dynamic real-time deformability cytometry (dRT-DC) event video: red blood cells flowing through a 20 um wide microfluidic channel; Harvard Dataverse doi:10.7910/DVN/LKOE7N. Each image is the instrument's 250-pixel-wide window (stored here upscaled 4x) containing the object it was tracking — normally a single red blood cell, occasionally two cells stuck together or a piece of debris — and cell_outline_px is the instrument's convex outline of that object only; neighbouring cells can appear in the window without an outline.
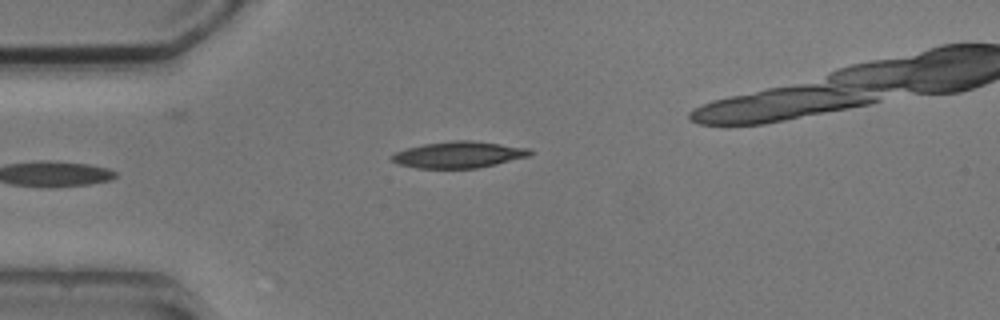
{"species": "common noctule bat (a hibernating species)", "species_latin": "Nyctalus noctula", "temperature_condition": "cold", "stored_images_in_passage": 4, "camera_frame_rate_fps": 3000, "um_per_image_px": 0.085, "animal": {"sex": "male", "body_mass_g": 20.5, "forearm_length_mm": 52.5}, "frame": {"image": 1, "passage_image": 4, "time_ms": 3.667, "image_size_px": [1000, 320], "cell_outline_px": [[536, 152], [532, 156], [496, 164], [476, 168], [416, 168], [400, 164], [392, 160], [388, 156], [396, 152], [408, 148], [424, 144], [456, 140], [472, 140], [532, 148]], "centroid_in_image_um": [39.08, 13.14], "position_along_channel_um": 45.9, "area_um2": 21.44}}